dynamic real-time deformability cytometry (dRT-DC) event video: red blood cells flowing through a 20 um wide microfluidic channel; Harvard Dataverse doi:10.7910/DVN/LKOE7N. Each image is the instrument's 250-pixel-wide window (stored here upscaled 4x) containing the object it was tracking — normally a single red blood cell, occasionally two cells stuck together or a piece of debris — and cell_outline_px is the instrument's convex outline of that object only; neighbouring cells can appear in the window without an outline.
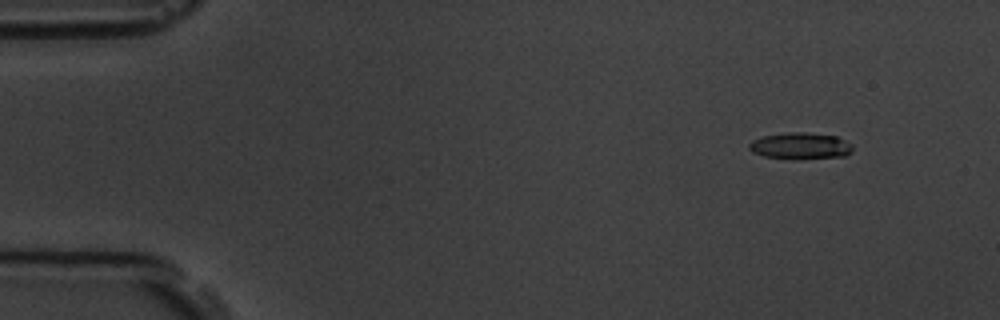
{"species": "common noctule bat (a hibernating species)", "species_latin": "Nyctalus noctula", "temperature_condition": "room temperature", "stored_images_in_passage": 56, "camera_frame_rate_fps": 3000, "um_per_image_px": 0.085, "animal": {"sex": "male", "body_mass_g": 19.5, "forearm_length_mm": 54.6}, "frame": {"image": 1, "passage_image": 5, "time_ms": 1.333, "image_size_px": [1000, 320], "cell_outline_px": [[852, 152], [848, 156], [800, 160], [792, 160], [764, 156], [752, 152], [748, 148], [748, 144], [752, 140], [764, 136], [788, 132], [804, 132], [836, 136], [852, 144]], "centroid_in_image_um": [68.05, 12.43], "position_along_channel_um": 17.0, "area_um2": 16.42}}
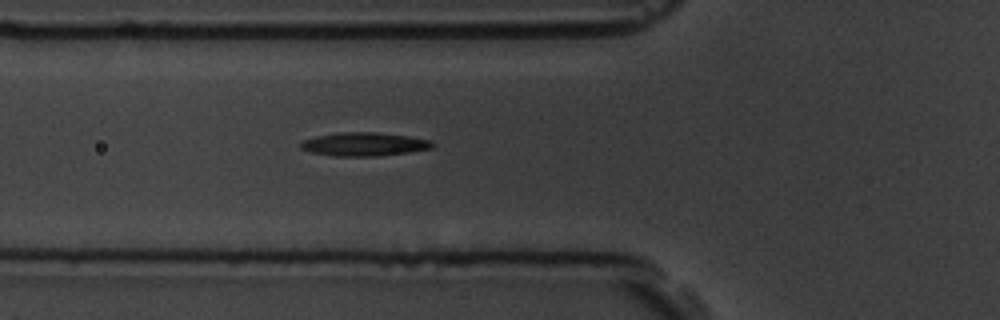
{"frame": {"image": 2, "passage_image": 20, "time_ms": 6.333, "image_size_px": [1000, 320], "cell_outline_px": [[436, 144], [432, 148], [408, 152], [376, 156], [332, 156], [312, 152], [300, 148], [300, 140], [316, 136], [336, 132], [376, 132], [408, 136], [432, 140]], "centroid_in_image_um": [30.93, 12.25], "position_along_channel_um": 94.9, "area_um2": 18.21}}
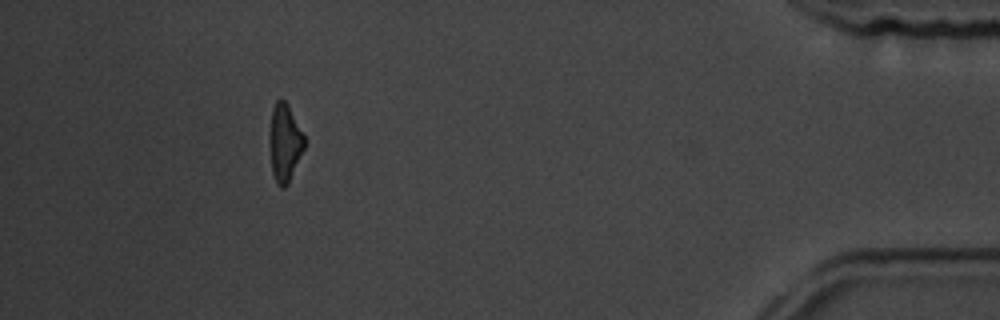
{"frame": {"image": 3, "passage_image": 51, "time_ms": 16.667, "image_size_px": [1000, 320], "cell_outline_px": [[304, 148], [288, 184], [284, 188], [280, 188], [276, 184], [272, 172], [272, 108], [276, 100], [284, 100], [288, 104], [304, 136]], "centroid_in_image_um": [24.24, 12.17], "position_along_channel_um": 411.0, "area_um2": 14.91}, "authors_computed_cell_mechanics": {"area_um2": 16.9065, "velocity_mm_per_s": 3.6267, "shape_relaxation_time_tau1_ms": 7.4721, "shape_relaxation_time_tau2_ms": null, "deformation_change_tau1": 0.1739, "deformation_change_tau2": null}}